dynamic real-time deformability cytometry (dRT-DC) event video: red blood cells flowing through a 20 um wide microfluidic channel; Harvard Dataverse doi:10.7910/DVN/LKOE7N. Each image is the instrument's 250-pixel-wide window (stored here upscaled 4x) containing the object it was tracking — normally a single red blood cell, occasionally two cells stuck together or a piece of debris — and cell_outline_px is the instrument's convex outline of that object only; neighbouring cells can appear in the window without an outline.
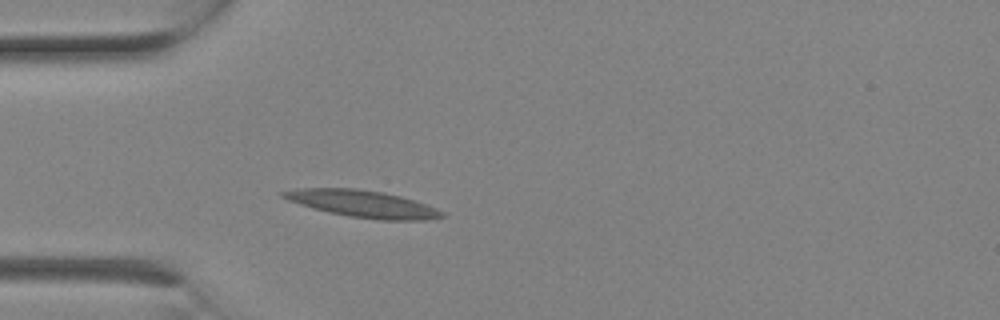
{"species": "Egyptian fruit bat (a non-hibernating species)", "species_latin": "Rousettus aegyptiacus", "temperature_condition": "room temperature", "stored_images_in_passage": 3, "camera_frame_rate_fps": 3000, "um_per_image_px": 0.085, "animal": {"sex": "female"}, "frame": {"image": 1, "passage_image": 3, "time_ms": 0.667, "image_size_px": [1000, 320], "cell_outline_px": [[444, 216], [424, 220], [380, 220], [348, 216], [328, 212], [312, 208], [288, 200], [280, 196], [280, 192], [300, 188], [356, 188], [384, 192], [400, 196], [436, 208], [444, 212]], "centroid_in_image_um": [30.8, 17.32], "position_along_channel_um": 54.2, "area_um2": 24.8}}